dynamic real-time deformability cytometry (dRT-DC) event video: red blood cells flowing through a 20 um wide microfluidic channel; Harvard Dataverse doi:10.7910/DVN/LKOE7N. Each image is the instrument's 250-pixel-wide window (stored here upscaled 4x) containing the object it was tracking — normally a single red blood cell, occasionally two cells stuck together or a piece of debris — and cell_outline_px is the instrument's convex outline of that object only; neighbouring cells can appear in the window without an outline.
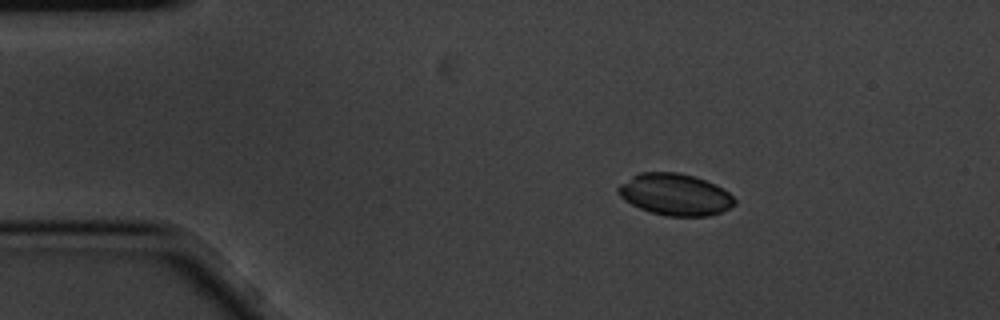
{"species": "common noctule bat (a hibernating species)", "species_latin": "Nyctalus noctula", "temperature_condition": "cold", "stored_images_in_passage": 4, "camera_frame_rate_fps": 3000, "um_per_image_px": 0.085, "animal": {"sex": "male", "body_mass_g": 20.1, "forearm_length_mm": 53.5}, "frame": {"image": 1, "passage_image": 1, "time_ms": 0.0, "image_size_px": [1000, 320], "cell_outline_px": [[736, 204], [720, 212], [708, 216], [668, 216], [652, 212], [640, 208], [624, 200], [616, 192], [616, 188], [620, 184], [632, 176], [640, 172], [680, 172], [704, 180], [728, 192], [736, 200]], "centroid_in_image_um": [57.34, 16.53], "position_along_channel_um": 27.7, "area_um2": 28.03}}